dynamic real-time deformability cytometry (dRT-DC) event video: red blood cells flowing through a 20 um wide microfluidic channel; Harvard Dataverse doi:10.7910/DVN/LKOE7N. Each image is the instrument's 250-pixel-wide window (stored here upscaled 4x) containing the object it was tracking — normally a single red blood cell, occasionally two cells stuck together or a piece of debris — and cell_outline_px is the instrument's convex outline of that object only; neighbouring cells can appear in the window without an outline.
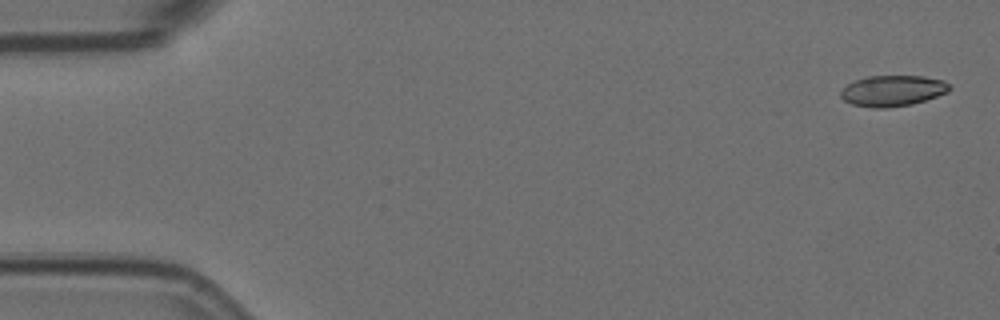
{"species": "Egyptian fruit bat (a non-hibernating species)", "species_latin": "Rousettus aegyptiacus", "temperature_condition": "room temperature", "stored_images_in_passage": 6, "camera_frame_rate_fps": 3000, "um_per_image_px": 0.085, "animal": {"sex": "female"}, "frame": {"image": 1, "passage_image": 1, "time_ms": 0.0, "image_size_px": [1000, 320], "cell_outline_px": [[952, 88], [948, 92], [912, 104], [884, 108], [872, 108], [852, 104], [844, 100], [840, 96], [840, 92], [848, 84], [856, 80], [868, 76], [924, 76], [944, 80]], "centroid_in_image_um": [75.88, 7.71], "position_along_channel_um": 9.1, "area_um2": 19.48}}